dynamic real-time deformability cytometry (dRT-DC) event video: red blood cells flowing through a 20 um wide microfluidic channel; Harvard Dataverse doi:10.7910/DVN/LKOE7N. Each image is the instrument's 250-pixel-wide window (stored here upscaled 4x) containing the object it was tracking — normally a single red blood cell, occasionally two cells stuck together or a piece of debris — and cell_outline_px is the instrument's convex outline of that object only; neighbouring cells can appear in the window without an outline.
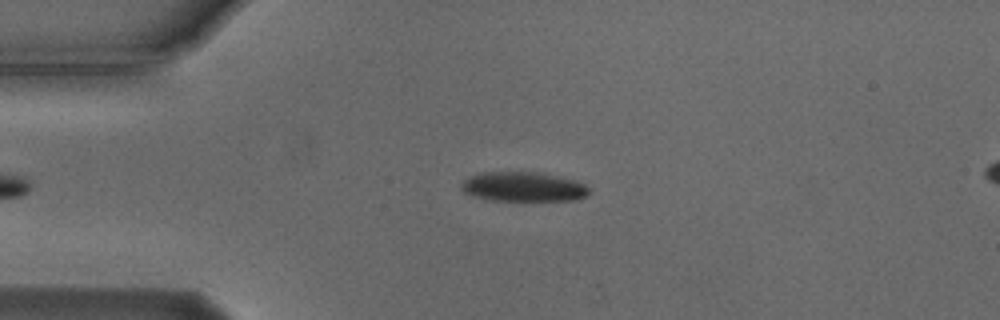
{"species": "Egyptian fruit bat (a non-hibernating species)", "species_latin": "Rousettus aegyptiacus", "temperature_condition": "cold", "stored_images_in_passage": 44, "camera_frame_rate_fps": 3000, "um_per_image_px": 0.085, "animal": {"sex": "male"}, "frame": {"image": 1, "passage_image": 7, "time_ms": 2.0, "image_size_px": [1000, 320], "cell_outline_px": [[588, 192], [584, 196], [576, 200], [492, 200], [472, 196], [464, 192], [460, 188], [460, 184], [464, 180], [472, 176], [484, 172], [532, 172], [560, 176], [576, 180], [584, 184], [588, 188]], "centroid_in_image_um": [44.46, 15.87], "position_along_channel_um": 40.5, "area_um2": 21.79}}
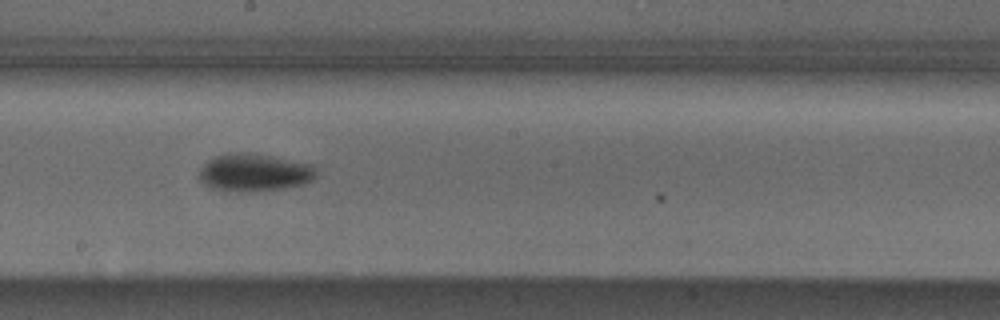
{"frame": {"image": 2, "passage_image": 24, "time_ms": 7.667, "image_size_px": [1000, 320], "cell_outline_px": [[316, 176], [312, 180], [304, 184], [288, 188], [252, 192], [224, 192], [212, 188], [204, 184], [196, 176], [200, 168], [208, 160], [216, 156], [228, 152], [256, 152], [312, 164], [316, 172]], "centroid_in_image_um": [21.58, 14.67], "position_along_channel_um": 226.6, "area_um2": 26.59}}
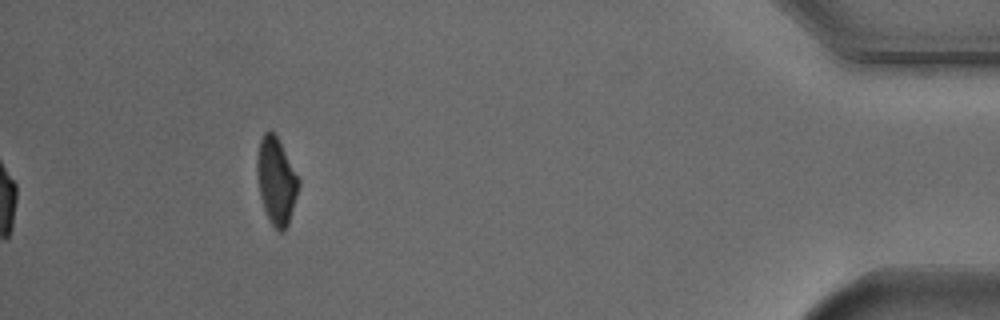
{"frame": {"image": 3, "passage_image": 44, "time_ms": 14.333, "image_size_px": [1000, 320], "cell_outline_px": [[300, 184], [288, 224], [284, 232], [280, 232], [272, 224], [264, 208], [260, 196], [256, 172], [256, 156], [260, 140], [264, 132], [268, 128], [276, 136], [300, 180]], "centroid_in_image_um": [23.46, 15.36], "position_along_channel_um": 411.7, "area_um2": 20.81}, "authors_computed_cell_mechanics": {"area_um2": 23.3223, "velocity_mm_per_s": 3.7449, "shape_relaxation_time_tau1_ms": 2.7339, "shape_relaxation_time_tau2_ms": null, "deformation_change_tau1": 0.1281, "deformation_change_tau2": null}}